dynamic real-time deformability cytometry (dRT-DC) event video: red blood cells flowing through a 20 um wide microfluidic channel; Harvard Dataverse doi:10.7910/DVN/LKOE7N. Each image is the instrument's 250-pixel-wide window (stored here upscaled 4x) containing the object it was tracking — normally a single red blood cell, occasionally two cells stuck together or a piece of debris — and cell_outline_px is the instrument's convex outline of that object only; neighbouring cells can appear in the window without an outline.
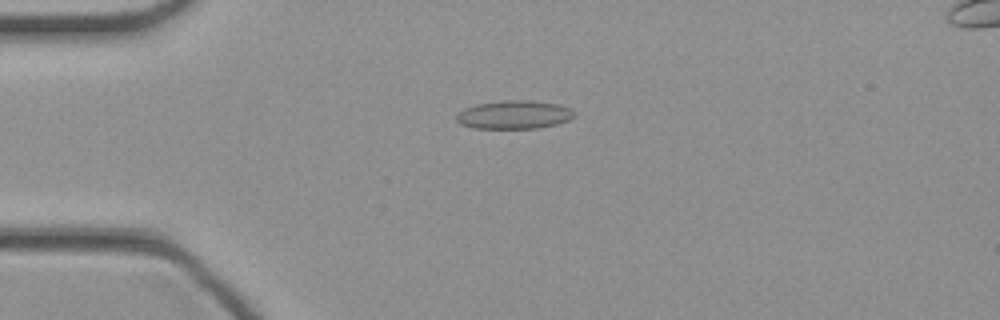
{"species": "common noctule bat (a hibernating species)", "species_latin": "Nyctalus noctula", "temperature_condition": "cold", "stored_images_in_passage": 45, "camera_frame_rate_fps": 3000, "um_per_image_px": 0.085, "animal": {"sex": "female", "body_mass_g": 21.9}, "frame": {"image": 1, "passage_image": 11, "time_ms": 3.333, "image_size_px": [1000, 320], "cell_outline_px": [[576, 116], [568, 120], [556, 124], [540, 128], [476, 128], [460, 124], [456, 120], [456, 112], [464, 108], [476, 104], [504, 100], [532, 100], [556, 104], [568, 108], [576, 112]], "centroid_in_image_um": [43.68, 9.74], "position_along_channel_um": 41.3, "area_um2": 19.59}}
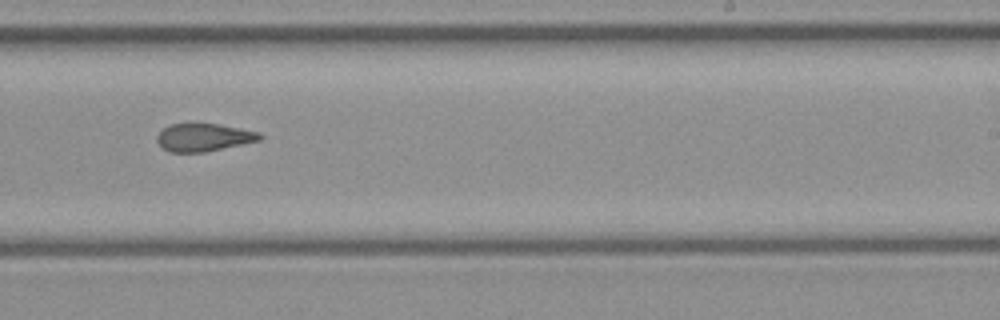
{"frame": {"image": 2, "passage_image": 28, "time_ms": 9.0, "image_size_px": [1000, 320], "cell_outline_px": [[264, 136], [260, 140], [204, 152], [168, 152], [156, 140], [156, 136], [168, 124], [220, 124], [260, 132]], "centroid_in_image_um": [17.32, 11.67], "position_along_channel_um": 271.7, "area_um2": 16.53}}
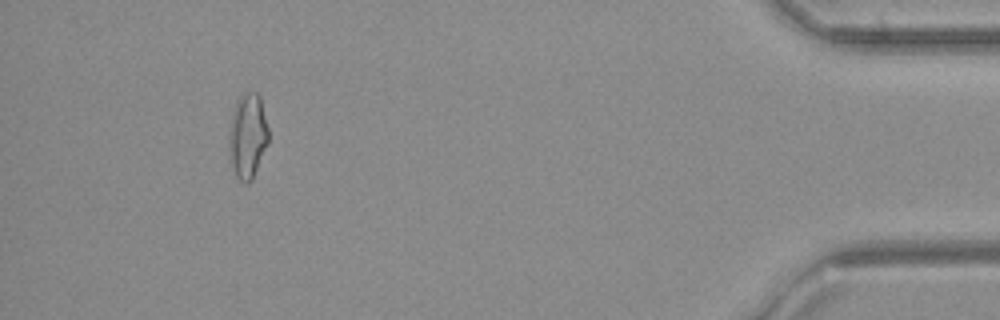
{"frame": {"image": 3, "passage_image": 42, "time_ms": 13.667, "image_size_px": [1000, 320], "cell_outline_px": [[268, 144], [252, 180], [248, 184], [244, 184], [236, 176], [232, 164], [228, 148], [228, 132], [232, 112], [236, 100], [244, 92], [256, 92], [260, 96], [268, 128]], "centroid_in_image_um": [21.04, 11.55], "position_along_channel_um": 414.2, "area_um2": 19.83}}